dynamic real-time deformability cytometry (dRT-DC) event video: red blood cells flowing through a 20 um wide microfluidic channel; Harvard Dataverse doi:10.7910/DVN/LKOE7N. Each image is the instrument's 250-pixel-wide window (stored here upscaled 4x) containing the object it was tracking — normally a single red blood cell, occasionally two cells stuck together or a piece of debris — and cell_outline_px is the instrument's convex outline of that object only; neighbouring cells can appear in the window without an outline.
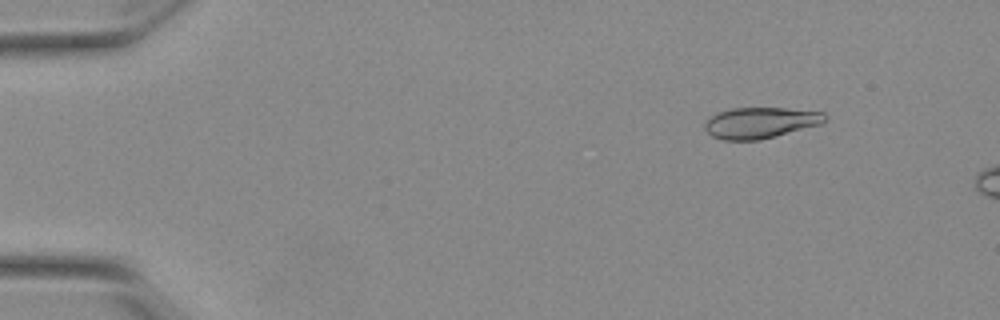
{"species": "Egyptian fruit bat (a non-hibernating species)", "species_latin": "Rousettus aegyptiacus", "temperature_condition": "warm", "stored_images_in_passage": 12, "camera_frame_rate_fps": 3000, "um_per_image_px": 0.085, "animal": {"sex": "female"}, "frame": {"image": 1, "passage_image": 7, "time_ms": 2.0, "image_size_px": [1000, 320], "cell_outline_px": [[828, 120], [820, 124], [760, 140], [724, 140], [712, 136], [704, 128], [704, 124], [716, 112], [732, 108], [784, 108], [824, 112], [828, 116]], "centroid_in_image_um": [64.64, 10.43], "position_along_channel_um": 20.4, "area_um2": 21.68}}